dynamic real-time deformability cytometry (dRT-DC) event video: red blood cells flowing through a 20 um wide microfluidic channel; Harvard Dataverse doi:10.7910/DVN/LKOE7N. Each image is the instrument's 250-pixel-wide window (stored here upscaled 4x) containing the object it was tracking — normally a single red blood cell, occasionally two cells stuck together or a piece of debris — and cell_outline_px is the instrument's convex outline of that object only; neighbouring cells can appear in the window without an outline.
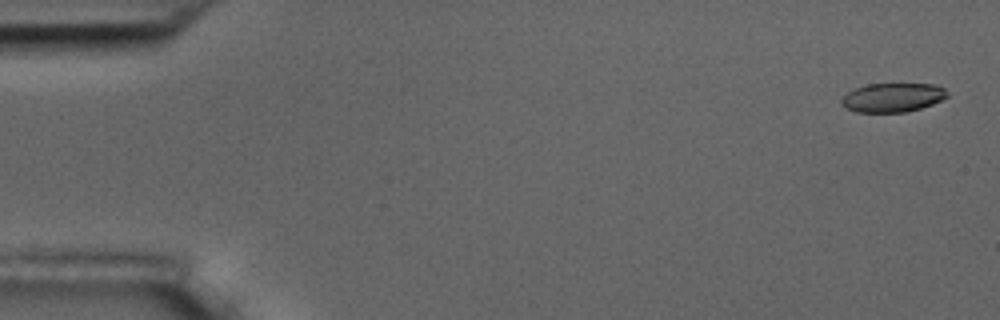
{"species": "common noctule bat (a hibernating species)", "species_latin": "Nyctalus noctula", "temperature_condition": "room temperature", "stored_images_in_passage": 6, "camera_frame_rate_fps": 3000, "um_per_image_px": 0.085, "animal": {"sex": "male", "body_mass_g": 17.5, "forearm_length_mm": 52.3}, "frame": {"image": 1, "passage_image": 1, "time_ms": 0.0, "image_size_px": [1000, 320], "cell_outline_px": [[948, 96], [932, 104], [920, 108], [904, 112], [856, 112], [840, 104], [840, 100], [848, 92], [856, 88], [868, 84], [936, 84], [944, 88], [948, 92]], "centroid_in_image_um": [75.88, 8.28], "position_along_channel_um": 9.1, "area_um2": 17.74}}
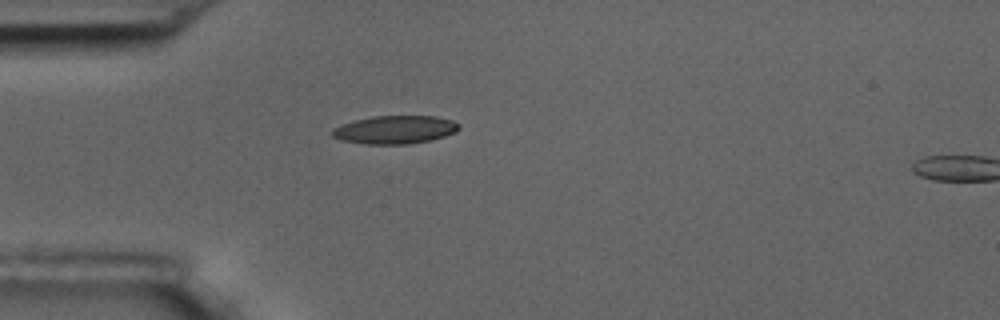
{"frame": {"image": 2, "passage_image": 5, "time_ms": 4.667, "image_size_px": [1000, 320], "cell_outline_px": [[460, 128], [456, 132], [444, 136], [428, 140], [408, 144], [364, 144], [340, 140], [332, 136], [332, 128], [340, 124], [352, 120], [372, 116], [436, 116], [452, 120], [460, 124]], "centroid_in_image_um": [33.53, 11.01], "position_along_channel_um": 51.5, "area_um2": 20.98}}